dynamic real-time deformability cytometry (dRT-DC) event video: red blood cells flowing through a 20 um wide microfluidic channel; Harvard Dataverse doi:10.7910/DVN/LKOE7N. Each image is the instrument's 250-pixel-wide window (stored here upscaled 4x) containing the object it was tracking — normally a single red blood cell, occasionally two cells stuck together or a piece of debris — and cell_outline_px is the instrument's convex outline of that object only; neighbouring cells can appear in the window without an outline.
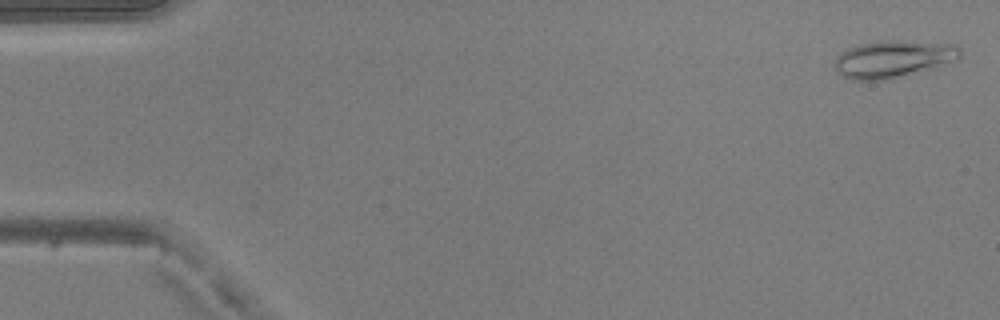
{"species": "common noctule bat (a hibernating species)", "species_latin": "Nyctalus noctula", "temperature_condition": "warm", "stored_images_in_passage": 11, "camera_frame_rate_fps": 3000, "um_per_image_px": 0.085, "animal": {"sex": "male", "body_mass_g": 20.5, "forearm_length_mm": 52.5}, "frame": {"image": 1, "passage_image": 1, "time_ms": 0.0, "image_size_px": [1000, 320], "cell_outline_px": [[960, 56], [956, 60], [932, 68], [884, 80], [852, 80], [844, 76], [836, 68], [836, 56], [848, 48], [860, 44], [880, 40], [904, 40], [956, 44], [960, 48]], "centroid_in_image_um": [75.94, 4.99], "position_along_channel_um": 9.1, "area_um2": 26.99}}